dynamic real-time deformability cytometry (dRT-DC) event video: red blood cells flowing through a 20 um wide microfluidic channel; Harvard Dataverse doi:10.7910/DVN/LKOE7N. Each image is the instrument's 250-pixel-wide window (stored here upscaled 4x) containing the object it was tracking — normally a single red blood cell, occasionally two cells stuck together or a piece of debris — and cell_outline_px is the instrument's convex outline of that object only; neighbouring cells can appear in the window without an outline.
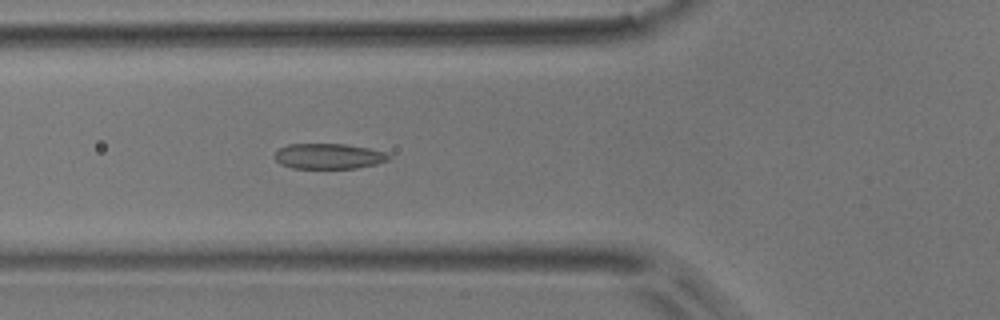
{"species": "common noctule bat (a hibernating species)", "species_latin": "Nyctalus noctula", "temperature_condition": "room temperature", "stored_images_in_passage": 52, "camera_frame_rate_fps": 3000, "um_per_image_px": 0.085, "animal": {"sex": "male", "body_mass_g": 17.9}, "frame": {"image": 1, "passage_image": 19, "time_ms": 6.0, "image_size_px": [1000, 320], "cell_outline_px": [[392, 156], [388, 160], [376, 164], [356, 168], [292, 168], [280, 164], [272, 156], [280, 148], [288, 144], [344, 144], [368, 148], [388, 152]], "centroid_in_image_um": [27.95, 13.28], "position_along_channel_um": 97.9, "area_um2": 16.99}}
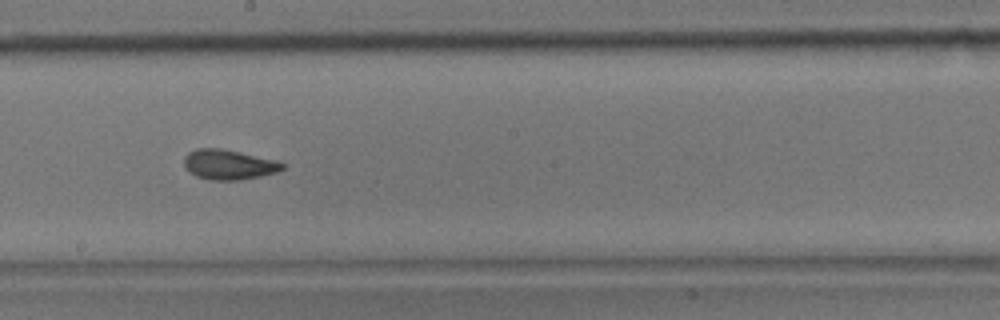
{"frame": {"image": 2, "passage_image": 29, "time_ms": 9.333, "image_size_px": [1000, 320], "cell_outline_px": [[284, 168], [276, 172], [260, 176], [240, 180], [208, 180], [196, 176], [184, 168], [184, 156], [188, 152], [196, 148], [220, 148], [240, 152], [276, 160], [284, 164]], "centroid_in_image_um": [19.4, 13.99], "position_along_channel_um": 228.8, "area_um2": 17.22}}
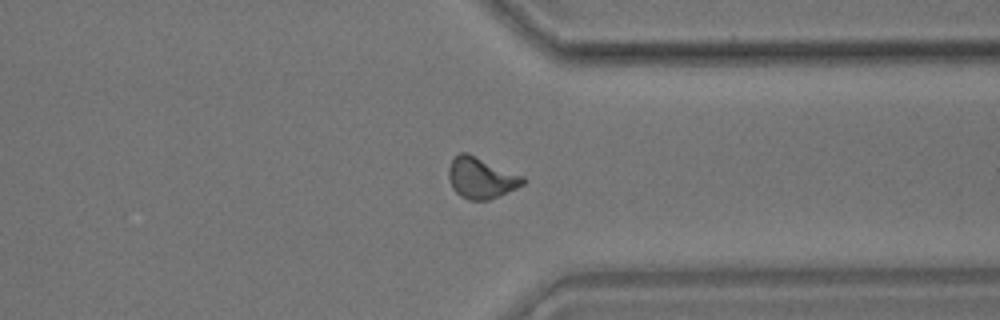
{"frame": {"image": 3, "passage_image": 40, "time_ms": 13.0, "image_size_px": [1000, 320], "cell_outline_px": [[528, 180], [524, 184], [516, 188], [488, 200], [468, 200], [460, 196], [452, 188], [448, 176], [448, 168], [452, 160], [460, 152], [468, 152], [524, 176]], "centroid_in_image_um": [40.9, 15.11], "position_along_channel_um": 370.5, "area_um2": 17.92}, "authors_computed_cell_mechanics": {"area_um2": 17.1088, "velocity_mm_per_s": 3.9141, "shape_relaxation_time_tau1_ms": 3.4732, "shape_relaxation_time_tau2_ms": 1.2115, "deformation_change_tau1": 0.1204, "deformation_change_tau2": 0.0699}}